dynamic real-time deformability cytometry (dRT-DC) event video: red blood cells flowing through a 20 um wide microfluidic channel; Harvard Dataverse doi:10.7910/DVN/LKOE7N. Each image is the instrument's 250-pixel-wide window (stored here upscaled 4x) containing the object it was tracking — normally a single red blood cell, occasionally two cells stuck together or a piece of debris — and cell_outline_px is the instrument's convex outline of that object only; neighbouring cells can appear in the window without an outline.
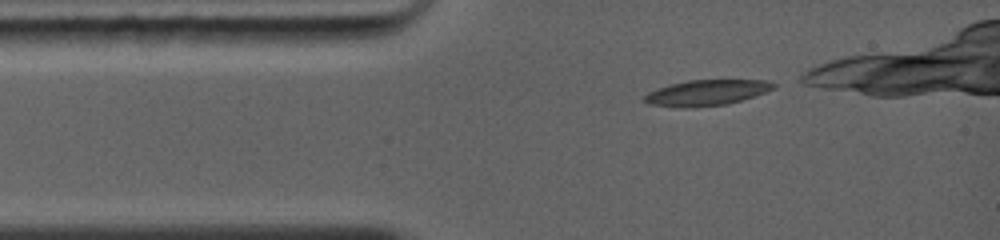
{"species": "common noctule bat (a hibernating species)", "species_latin": "Nyctalus noctula", "temperature_condition": "warm", "stored_images_in_passage": 44, "camera_frame_rate_fps": 5000, "um_per_image_px": 0.085, "animal": {"sex": "female", "body_mass_g": 19.0, "forearm_length_mm": 56.7}, "frame": {"image": 1, "passage_image": 1, "time_ms": 0.0, "image_size_px": [1000, 240], "cell_outline_px": [[776, 88], [728, 104], [692, 108], [680, 108], [648, 104], [644, 100], [644, 96], [648, 92], [672, 84], [688, 80], [768, 80], [776, 84]], "centroid_in_image_um": [60.05, 7.89], "position_along_channel_um": 24.9, "area_um2": 19.25}}
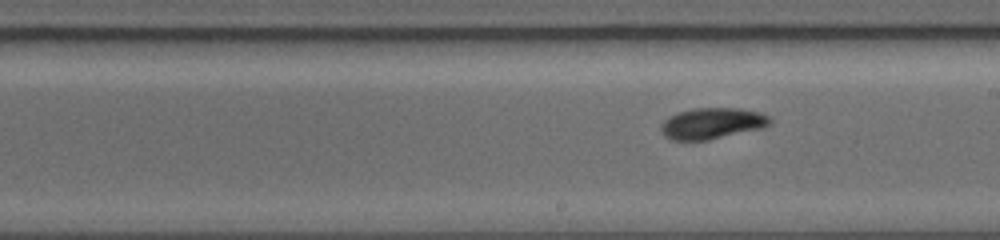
{"frame": {"image": 2, "passage_image": 24, "time_ms": 5.2, "image_size_px": [1000, 240], "cell_outline_px": [[772, 124], [764, 128], [708, 140], [672, 140], [664, 136], [660, 132], [660, 124], [668, 116], [676, 112], [692, 108], [740, 108], [760, 112], [768, 116], [772, 120]], "centroid_in_image_um": [60.52, 10.48], "position_along_channel_um": 228.5, "area_um2": 20.17}}
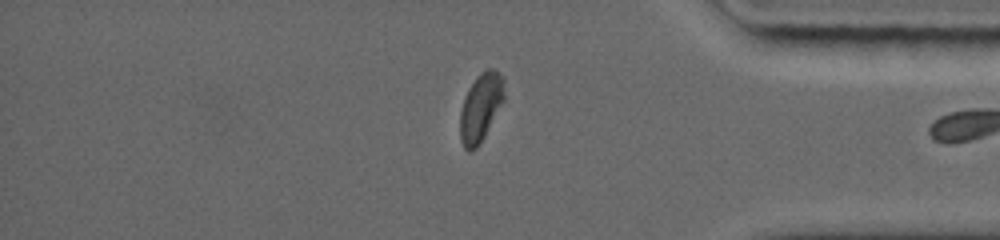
{"frame": {"image": 3, "passage_image": 43, "time_ms": 9.4, "image_size_px": [1000, 240], "cell_outline_px": [[504, 100], [480, 144], [472, 152], [468, 152], [464, 148], [460, 140], [460, 112], [468, 88], [476, 76], [480, 72], [488, 68], [492, 68], [504, 76]], "centroid_in_image_um": [40.86, 9.12], "position_along_channel_um": 394.3, "area_um2": 17.69}}